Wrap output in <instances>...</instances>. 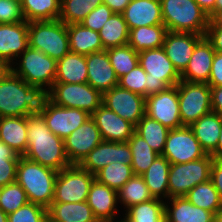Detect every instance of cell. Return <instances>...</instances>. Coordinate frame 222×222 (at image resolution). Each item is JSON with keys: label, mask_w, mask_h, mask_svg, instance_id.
<instances>
[{"label": "cell", "mask_w": 222, "mask_h": 222, "mask_svg": "<svg viewBox=\"0 0 222 222\" xmlns=\"http://www.w3.org/2000/svg\"><path fill=\"white\" fill-rule=\"evenodd\" d=\"M27 140L26 159L56 171L71 166L64 140L50 131L40 113L27 115Z\"/></svg>", "instance_id": "6da1fadb"}, {"label": "cell", "mask_w": 222, "mask_h": 222, "mask_svg": "<svg viewBox=\"0 0 222 222\" xmlns=\"http://www.w3.org/2000/svg\"><path fill=\"white\" fill-rule=\"evenodd\" d=\"M47 99V90L29 85L9 68L0 77V117L39 113Z\"/></svg>", "instance_id": "7a4b0ae2"}, {"label": "cell", "mask_w": 222, "mask_h": 222, "mask_svg": "<svg viewBox=\"0 0 222 222\" xmlns=\"http://www.w3.org/2000/svg\"><path fill=\"white\" fill-rule=\"evenodd\" d=\"M58 171L21 156L16 182L26 192L29 202L48 208L53 201Z\"/></svg>", "instance_id": "3957f363"}, {"label": "cell", "mask_w": 222, "mask_h": 222, "mask_svg": "<svg viewBox=\"0 0 222 222\" xmlns=\"http://www.w3.org/2000/svg\"><path fill=\"white\" fill-rule=\"evenodd\" d=\"M164 26L171 32L206 34L208 14L195 0H160Z\"/></svg>", "instance_id": "277c9868"}, {"label": "cell", "mask_w": 222, "mask_h": 222, "mask_svg": "<svg viewBox=\"0 0 222 222\" xmlns=\"http://www.w3.org/2000/svg\"><path fill=\"white\" fill-rule=\"evenodd\" d=\"M28 42L56 61L70 52L67 25L59 19L28 22Z\"/></svg>", "instance_id": "5b68a950"}, {"label": "cell", "mask_w": 222, "mask_h": 222, "mask_svg": "<svg viewBox=\"0 0 222 222\" xmlns=\"http://www.w3.org/2000/svg\"><path fill=\"white\" fill-rule=\"evenodd\" d=\"M56 67V60L40 50L28 47L9 69L29 85L42 87L48 92L56 78Z\"/></svg>", "instance_id": "8992f818"}, {"label": "cell", "mask_w": 222, "mask_h": 222, "mask_svg": "<svg viewBox=\"0 0 222 222\" xmlns=\"http://www.w3.org/2000/svg\"><path fill=\"white\" fill-rule=\"evenodd\" d=\"M139 65L147 73V96L166 90L181 81V74L166 56L163 47L138 53Z\"/></svg>", "instance_id": "52a82bcc"}, {"label": "cell", "mask_w": 222, "mask_h": 222, "mask_svg": "<svg viewBox=\"0 0 222 222\" xmlns=\"http://www.w3.org/2000/svg\"><path fill=\"white\" fill-rule=\"evenodd\" d=\"M213 157L207 154L188 163L171 164L168 177L169 198L185 197L196 185L210 180Z\"/></svg>", "instance_id": "ba28073f"}, {"label": "cell", "mask_w": 222, "mask_h": 222, "mask_svg": "<svg viewBox=\"0 0 222 222\" xmlns=\"http://www.w3.org/2000/svg\"><path fill=\"white\" fill-rule=\"evenodd\" d=\"M48 99L57 106L81 109L92 115L102 104L103 94L88 83H54Z\"/></svg>", "instance_id": "9c48e42d"}, {"label": "cell", "mask_w": 222, "mask_h": 222, "mask_svg": "<svg viewBox=\"0 0 222 222\" xmlns=\"http://www.w3.org/2000/svg\"><path fill=\"white\" fill-rule=\"evenodd\" d=\"M177 90L183 126H191L200 117L212 112L211 87L207 83L181 80Z\"/></svg>", "instance_id": "30bf717a"}, {"label": "cell", "mask_w": 222, "mask_h": 222, "mask_svg": "<svg viewBox=\"0 0 222 222\" xmlns=\"http://www.w3.org/2000/svg\"><path fill=\"white\" fill-rule=\"evenodd\" d=\"M95 175L71 165L58 171L52 202H83L87 200Z\"/></svg>", "instance_id": "8fae6325"}, {"label": "cell", "mask_w": 222, "mask_h": 222, "mask_svg": "<svg viewBox=\"0 0 222 222\" xmlns=\"http://www.w3.org/2000/svg\"><path fill=\"white\" fill-rule=\"evenodd\" d=\"M206 155L190 126L169 130L162 156L170 164L188 163Z\"/></svg>", "instance_id": "7c38bea8"}, {"label": "cell", "mask_w": 222, "mask_h": 222, "mask_svg": "<svg viewBox=\"0 0 222 222\" xmlns=\"http://www.w3.org/2000/svg\"><path fill=\"white\" fill-rule=\"evenodd\" d=\"M145 115L157 120L170 130L182 127L177 85L147 96Z\"/></svg>", "instance_id": "4fadbf2b"}, {"label": "cell", "mask_w": 222, "mask_h": 222, "mask_svg": "<svg viewBox=\"0 0 222 222\" xmlns=\"http://www.w3.org/2000/svg\"><path fill=\"white\" fill-rule=\"evenodd\" d=\"M39 113L45 119L50 131L63 140L91 117L86 111L77 108L60 107L49 99L45 101Z\"/></svg>", "instance_id": "5bb4252c"}, {"label": "cell", "mask_w": 222, "mask_h": 222, "mask_svg": "<svg viewBox=\"0 0 222 222\" xmlns=\"http://www.w3.org/2000/svg\"><path fill=\"white\" fill-rule=\"evenodd\" d=\"M146 98L118 85L103 93L102 104L133 125L145 115Z\"/></svg>", "instance_id": "9a60e30c"}, {"label": "cell", "mask_w": 222, "mask_h": 222, "mask_svg": "<svg viewBox=\"0 0 222 222\" xmlns=\"http://www.w3.org/2000/svg\"><path fill=\"white\" fill-rule=\"evenodd\" d=\"M131 160L132 153L128 142L102 141L87 154L79 166L95 175L109 164L131 165Z\"/></svg>", "instance_id": "2e32d148"}, {"label": "cell", "mask_w": 222, "mask_h": 222, "mask_svg": "<svg viewBox=\"0 0 222 222\" xmlns=\"http://www.w3.org/2000/svg\"><path fill=\"white\" fill-rule=\"evenodd\" d=\"M102 141L101 133L90 117L64 139L65 152L71 165H79Z\"/></svg>", "instance_id": "e0dca14e"}, {"label": "cell", "mask_w": 222, "mask_h": 222, "mask_svg": "<svg viewBox=\"0 0 222 222\" xmlns=\"http://www.w3.org/2000/svg\"><path fill=\"white\" fill-rule=\"evenodd\" d=\"M28 47L27 21L0 24V60L8 68Z\"/></svg>", "instance_id": "ac0fdd59"}, {"label": "cell", "mask_w": 222, "mask_h": 222, "mask_svg": "<svg viewBox=\"0 0 222 222\" xmlns=\"http://www.w3.org/2000/svg\"><path fill=\"white\" fill-rule=\"evenodd\" d=\"M103 141L127 142L135 132V125L101 104L91 115Z\"/></svg>", "instance_id": "d6986e66"}, {"label": "cell", "mask_w": 222, "mask_h": 222, "mask_svg": "<svg viewBox=\"0 0 222 222\" xmlns=\"http://www.w3.org/2000/svg\"><path fill=\"white\" fill-rule=\"evenodd\" d=\"M86 202L92 209L94 217L98 222H118V195L117 191L107 185L93 181ZM117 217V218H116Z\"/></svg>", "instance_id": "ffe728a7"}, {"label": "cell", "mask_w": 222, "mask_h": 222, "mask_svg": "<svg viewBox=\"0 0 222 222\" xmlns=\"http://www.w3.org/2000/svg\"><path fill=\"white\" fill-rule=\"evenodd\" d=\"M203 37L204 35L194 33L167 32L162 47L180 74L188 66L196 44Z\"/></svg>", "instance_id": "44dd1931"}, {"label": "cell", "mask_w": 222, "mask_h": 222, "mask_svg": "<svg viewBox=\"0 0 222 222\" xmlns=\"http://www.w3.org/2000/svg\"><path fill=\"white\" fill-rule=\"evenodd\" d=\"M86 64L88 71L87 83L94 89L103 94L118 85V77L106 50L87 55Z\"/></svg>", "instance_id": "7402d4cb"}, {"label": "cell", "mask_w": 222, "mask_h": 222, "mask_svg": "<svg viewBox=\"0 0 222 222\" xmlns=\"http://www.w3.org/2000/svg\"><path fill=\"white\" fill-rule=\"evenodd\" d=\"M215 50L204 36L194 49L188 66L181 73V80L208 83Z\"/></svg>", "instance_id": "603a6c76"}, {"label": "cell", "mask_w": 222, "mask_h": 222, "mask_svg": "<svg viewBox=\"0 0 222 222\" xmlns=\"http://www.w3.org/2000/svg\"><path fill=\"white\" fill-rule=\"evenodd\" d=\"M121 14L129 30L163 24L160 0H131Z\"/></svg>", "instance_id": "cb8c5ba5"}, {"label": "cell", "mask_w": 222, "mask_h": 222, "mask_svg": "<svg viewBox=\"0 0 222 222\" xmlns=\"http://www.w3.org/2000/svg\"><path fill=\"white\" fill-rule=\"evenodd\" d=\"M165 222H214V214L193 205L186 197L164 201Z\"/></svg>", "instance_id": "d4e9b609"}, {"label": "cell", "mask_w": 222, "mask_h": 222, "mask_svg": "<svg viewBox=\"0 0 222 222\" xmlns=\"http://www.w3.org/2000/svg\"><path fill=\"white\" fill-rule=\"evenodd\" d=\"M0 140L23 156L28 148L27 116L0 117Z\"/></svg>", "instance_id": "484cf974"}, {"label": "cell", "mask_w": 222, "mask_h": 222, "mask_svg": "<svg viewBox=\"0 0 222 222\" xmlns=\"http://www.w3.org/2000/svg\"><path fill=\"white\" fill-rule=\"evenodd\" d=\"M195 137L206 154H212L216 148L222 128V115L210 112L200 117L191 126Z\"/></svg>", "instance_id": "4316f807"}, {"label": "cell", "mask_w": 222, "mask_h": 222, "mask_svg": "<svg viewBox=\"0 0 222 222\" xmlns=\"http://www.w3.org/2000/svg\"><path fill=\"white\" fill-rule=\"evenodd\" d=\"M70 52L87 56L105 50L99 32L84 27L81 23L67 25Z\"/></svg>", "instance_id": "83f0119b"}, {"label": "cell", "mask_w": 222, "mask_h": 222, "mask_svg": "<svg viewBox=\"0 0 222 222\" xmlns=\"http://www.w3.org/2000/svg\"><path fill=\"white\" fill-rule=\"evenodd\" d=\"M86 56L69 52L57 61L54 83H87Z\"/></svg>", "instance_id": "f1b7e54d"}, {"label": "cell", "mask_w": 222, "mask_h": 222, "mask_svg": "<svg viewBox=\"0 0 222 222\" xmlns=\"http://www.w3.org/2000/svg\"><path fill=\"white\" fill-rule=\"evenodd\" d=\"M47 216L56 222H98L86 201L52 202L47 208Z\"/></svg>", "instance_id": "f546056e"}, {"label": "cell", "mask_w": 222, "mask_h": 222, "mask_svg": "<svg viewBox=\"0 0 222 222\" xmlns=\"http://www.w3.org/2000/svg\"><path fill=\"white\" fill-rule=\"evenodd\" d=\"M170 166L171 164L166 158L159 155L147 171L141 175L153 198L163 201L169 199L168 177Z\"/></svg>", "instance_id": "4dcf8cb0"}, {"label": "cell", "mask_w": 222, "mask_h": 222, "mask_svg": "<svg viewBox=\"0 0 222 222\" xmlns=\"http://www.w3.org/2000/svg\"><path fill=\"white\" fill-rule=\"evenodd\" d=\"M168 29L164 24L141 26L129 30L128 45L136 52L162 47Z\"/></svg>", "instance_id": "1f68e13d"}, {"label": "cell", "mask_w": 222, "mask_h": 222, "mask_svg": "<svg viewBox=\"0 0 222 222\" xmlns=\"http://www.w3.org/2000/svg\"><path fill=\"white\" fill-rule=\"evenodd\" d=\"M104 49L128 44L129 28L121 13H113L99 31Z\"/></svg>", "instance_id": "d6a6232c"}, {"label": "cell", "mask_w": 222, "mask_h": 222, "mask_svg": "<svg viewBox=\"0 0 222 222\" xmlns=\"http://www.w3.org/2000/svg\"><path fill=\"white\" fill-rule=\"evenodd\" d=\"M132 153L131 167L134 175H142L158 158L159 154L136 132L128 139Z\"/></svg>", "instance_id": "836d02e7"}, {"label": "cell", "mask_w": 222, "mask_h": 222, "mask_svg": "<svg viewBox=\"0 0 222 222\" xmlns=\"http://www.w3.org/2000/svg\"><path fill=\"white\" fill-rule=\"evenodd\" d=\"M118 203L124 206L123 211L137 205L154 199L150 193L146 182L140 175H133L117 192Z\"/></svg>", "instance_id": "e575fe53"}, {"label": "cell", "mask_w": 222, "mask_h": 222, "mask_svg": "<svg viewBox=\"0 0 222 222\" xmlns=\"http://www.w3.org/2000/svg\"><path fill=\"white\" fill-rule=\"evenodd\" d=\"M169 130L163 124L147 115H144L135 126V132L159 155H162L164 151Z\"/></svg>", "instance_id": "d590c367"}, {"label": "cell", "mask_w": 222, "mask_h": 222, "mask_svg": "<svg viewBox=\"0 0 222 222\" xmlns=\"http://www.w3.org/2000/svg\"><path fill=\"white\" fill-rule=\"evenodd\" d=\"M125 212L124 222H165L164 201L160 199L138 203Z\"/></svg>", "instance_id": "8d00e7d4"}, {"label": "cell", "mask_w": 222, "mask_h": 222, "mask_svg": "<svg viewBox=\"0 0 222 222\" xmlns=\"http://www.w3.org/2000/svg\"><path fill=\"white\" fill-rule=\"evenodd\" d=\"M27 22L59 19L61 0H23L21 2Z\"/></svg>", "instance_id": "74e56055"}, {"label": "cell", "mask_w": 222, "mask_h": 222, "mask_svg": "<svg viewBox=\"0 0 222 222\" xmlns=\"http://www.w3.org/2000/svg\"><path fill=\"white\" fill-rule=\"evenodd\" d=\"M193 205L208 210L214 215L222 205V200L213 182L208 180L193 187L185 196Z\"/></svg>", "instance_id": "f35d334b"}, {"label": "cell", "mask_w": 222, "mask_h": 222, "mask_svg": "<svg viewBox=\"0 0 222 222\" xmlns=\"http://www.w3.org/2000/svg\"><path fill=\"white\" fill-rule=\"evenodd\" d=\"M105 50L118 78L129 73L139 64L138 52L128 44Z\"/></svg>", "instance_id": "ab89813d"}, {"label": "cell", "mask_w": 222, "mask_h": 222, "mask_svg": "<svg viewBox=\"0 0 222 222\" xmlns=\"http://www.w3.org/2000/svg\"><path fill=\"white\" fill-rule=\"evenodd\" d=\"M103 0H61L59 20L66 25L80 23Z\"/></svg>", "instance_id": "60d3db41"}, {"label": "cell", "mask_w": 222, "mask_h": 222, "mask_svg": "<svg viewBox=\"0 0 222 222\" xmlns=\"http://www.w3.org/2000/svg\"><path fill=\"white\" fill-rule=\"evenodd\" d=\"M133 175L131 165L112 163L97 172L95 179L118 192Z\"/></svg>", "instance_id": "b9f144b4"}, {"label": "cell", "mask_w": 222, "mask_h": 222, "mask_svg": "<svg viewBox=\"0 0 222 222\" xmlns=\"http://www.w3.org/2000/svg\"><path fill=\"white\" fill-rule=\"evenodd\" d=\"M20 155L0 140V187L16 182Z\"/></svg>", "instance_id": "7bdbcfd3"}, {"label": "cell", "mask_w": 222, "mask_h": 222, "mask_svg": "<svg viewBox=\"0 0 222 222\" xmlns=\"http://www.w3.org/2000/svg\"><path fill=\"white\" fill-rule=\"evenodd\" d=\"M28 202L26 192L17 182L0 187V209L7 215Z\"/></svg>", "instance_id": "ee69618b"}, {"label": "cell", "mask_w": 222, "mask_h": 222, "mask_svg": "<svg viewBox=\"0 0 222 222\" xmlns=\"http://www.w3.org/2000/svg\"><path fill=\"white\" fill-rule=\"evenodd\" d=\"M147 73L138 64L129 73L118 78V86L139 94L143 97H147Z\"/></svg>", "instance_id": "f6af8a7d"}, {"label": "cell", "mask_w": 222, "mask_h": 222, "mask_svg": "<svg viewBox=\"0 0 222 222\" xmlns=\"http://www.w3.org/2000/svg\"><path fill=\"white\" fill-rule=\"evenodd\" d=\"M47 209L38 204L28 202L8 215V222H44Z\"/></svg>", "instance_id": "bcb514c9"}, {"label": "cell", "mask_w": 222, "mask_h": 222, "mask_svg": "<svg viewBox=\"0 0 222 222\" xmlns=\"http://www.w3.org/2000/svg\"><path fill=\"white\" fill-rule=\"evenodd\" d=\"M114 12L105 4L98 5L80 23L91 30L99 32Z\"/></svg>", "instance_id": "7dc6e473"}, {"label": "cell", "mask_w": 222, "mask_h": 222, "mask_svg": "<svg viewBox=\"0 0 222 222\" xmlns=\"http://www.w3.org/2000/svg\"><path fill=\"white\" fill-rule=\"evenodd\" d=\"M26 21L21 3L15 0H0V24Z\"/></svg>", "instance_id": "c3c4849f"}, {"label": "cell", "mask_w": 222, "mask_h": 222, "mask_svg": "<svg viewBox=\"0 0 222 222\" xmlns=\"http://www.w3.org/2000/svg\"><path fill=\"white\" fill-rule=\"evenodd\" d=\"M210 87L222 86V53L215 52L207 83Z\"/></svg>", "instance_id": "681fc988"}, {"label": "cell", "mask_w": 222, "mask_h": 222, "mask_svg": "<svg viewBox=\"0 0 222 222\" xmlns=\"http://www.w3.org/2000/svg\"><path fill=\"white\" fill-rule=\"evenodd\" d=\"M205 37L215 52L222 53V26H208Z\"/></svg>", "instance_id": "f907efd6"}, {"label": "cell", "mask_w": 222, "mask_h": 222, "mask_svg": "<svg viewBox=\"0 0 222 222\" xmlns=\"http://www.w3.org/2000/svg\"><path fill=\"white\" fill-rule=\"evenodd\" d=\"M210 180L213 182L222 200V160L213 158Z\"/></svg>", "instance_id": "816d5d0a"}, {"label": "cell", "mask_w": 222, "mask_h": 222, "mask_svg": "<svg viewBox=\"0 0 222 222\" xmlns=\"http://www.w3.org/2000/svg\"><path fill=\"white\" fill-rule=\"evenodd\" d=\"M211 108L222 115V86L211 87Z\"/></svg>", "instance_id": "f5cc1de1"}, {"label": "cell", "mask_w": 222, "mask_h": 222, "mask_svg": "<svg viewBox=\"0 0 222 222\" xmlns=\"http://www.w3.org/2000/svg\"><path fill=\"white\" fill-rule=\"evenodd\" d=\"M131 0H103V4L107 5L114 13H122Z\"/></svg>", "instance_id": "db71d44e"}, {"label": "cell", "mask_w": 222, "mask_h": 222, "mask_svg": "<svg viewBox=\"0 0 222 222\" xmlns=\"http://www.w3.org/2000/svg\"><path fill=\"white\" fill-rule=\"evenodd\" d=\"M215 1L216 0H195V2L208 14L210 20L215 17Z\"/></svg>", "instance_id": "11a10c76"}, {"label": "cell", "mask_w": 222, "mask_h": 222, "mask_svg": "<svg viewBox=\"0 0 222 222\" xmlns=\"http://www.w3.org/2000/svg\"><path fill=\"white\" fill-rule=\"evenodd\" d=\"M214 159L222 160V128L216 150L211 154Z\"/></svg>", "instance_id": "9f6ffc18"}, {"label": "cell", "mask_w": 222, "mask_h": 222, "mask_svg": "<svg viewBox=\"0 0 222 222\" xmlns=\"http://www.w3.org/2000/svg\"><path fill=\"white\" fill-rule=\"evenodd\" d=\"M208 26H222V11L209 21Z\"/></svg>", "instance_id": "6f0895ef"}, {"label": "cell", "mask_w": 222, "mask_h": 222, "mask_svg": "<svg viewBox=\"0 0 222 222\" xmlns=\"http://www.w3.org/2000/svg\"><path fill=\"white\" fill-rule=\"evenodd\" d=\"M214 220L215 222H222V205L216 211Z\"/></svg>", "instance_id": "680465c9"}, {"label": "cell", "mask_w": 222, "mask_h": 222, "mask_svg": "<svg viewBox=\"0 0 222 222\" xmlns=\"http://www.w3.org/2000/svg\"><path fill=\"white\" fill-rule=\"evenodd\" d=\"M222 11V0L215 1V16Z\"/></svg>", "instance_id": "91938a15"}, {"label": "cell", "mask_w": 222, "mask_h": 222, "mask_svg": "<svg viewBox=\"0 0 222 222\" xmlns=\"http://www.w3.org/2000/svg\"><path fill=\"white\" fill-rule=\"evenodd\" d=\"M8 67L0 60V77L6 72Z\"/></svg>", "instance_id": "94428289"}, {"label": "cell", "mask_w": 222, "mask_h": 222, "mask_svg": "<svg viewBox=\"0 0 222 222\" xmlns=\"http://www.w3.org/2000/svg\"><path fill=\"white\" fill-rule=\"evenodd\" d=\"M8 215L0 209V222H8Z\"/></svg>", "instance_id": "6125c7cd"}, {"label": "cell", "mask_w": 222, "mask_h": 222, "mask_svg": "<svg viewBox=\"0 0 222 222\" xmlns=\"http://www.w3.org/2000/svg\"><path fill=\"white\" fill-rule=\"evenodd\" d=\"M44 222H56V221L50 219V218L47 216V218L44 220Z\"/></svg>", "instance_id": "be15d7a7"}]
</instances>
